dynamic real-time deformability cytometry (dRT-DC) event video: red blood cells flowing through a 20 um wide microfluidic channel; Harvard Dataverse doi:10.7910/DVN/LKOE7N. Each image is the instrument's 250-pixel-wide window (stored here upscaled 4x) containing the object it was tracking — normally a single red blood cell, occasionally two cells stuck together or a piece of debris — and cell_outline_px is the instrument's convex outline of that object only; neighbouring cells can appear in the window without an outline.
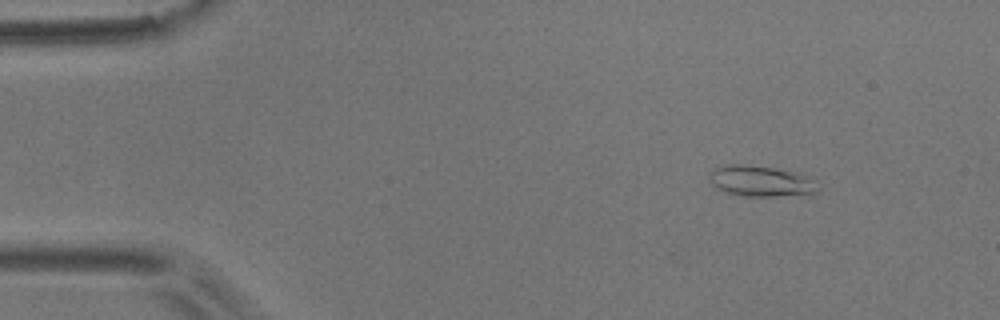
{"species": "common noctule bat (a hibernating species)", "species_latin": "Nyctalus noctula", "temperature_condition": "room temperature", "stored_images_in_passage": 53, "camera_frame_rate_fps": 3000, "um_per_image_px": 0.085, "animal": {"sex": "male", "body_mass_g": 17.9}, "frame": {"image": 1, "passage_image": 6, "time_ms": 1.667, "image_size_px": [1000, 320], "cell_outline_px": [[816, 192], [772, 196], [744, 196], [724, 192], [716, 188], [708, 180], [708, 172], [716, 168], [728, 164], [740, 164], [776, 168], [804, 176], [808, 180]], "centroid_in_image_um": [64.44, 15.38], "position_along_channel_um": 20.6, "area_um2": 18.67}}
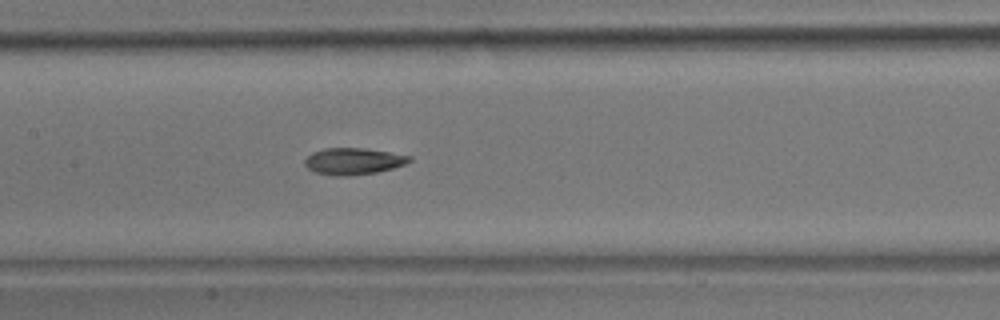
{"frame": {"image": 2, "passage_image": 25, "time_ms": 8.0, "image_size_px": [1000, 320], "cell_outline_px": [[412, 160], [404, 164], [392, 168], [376, 172], [348, 176], [332, 176], [316, 172], [308, 168], [304, 164], [304, 160], [312, 152], [324, 148], [364, 148], [412, 156]], "centroid_in_image_um": [30.01, 13.7], "position_along_channel_um": 177.4, "area_um2": 16.18}}
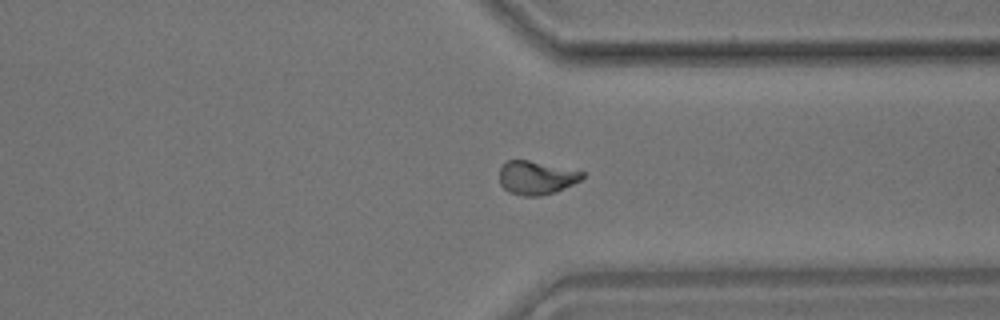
{"frame": {"image": 3, "passage_image": 40, "time_ms": 13.0, "image_size_px": [1000, 320], "cell_outline_px": [[584, 176], [580, 180], [572, 184], [552, 192], [540, 196], [524, 196], [508, 192], [500, 184], [500, 168], [508, 160], [528, 160], [584, 172]], "centroid_in_image_um": [45.55, 15.1], "position_along_channel_um": 365.9, "area_um2": 15.84}, "authors_computed_cell_mechanics": {"area_um2": 16.3574, "velocity_mm_per_s": 3.7794, "shape_relaxation_time_tau1_ms": 5.8029, "shape_relaxation_time_tau2_ms": 1.7454, "deformation_change_tau1": 0.1824, "deformation_change_tau2": 0.0573}}